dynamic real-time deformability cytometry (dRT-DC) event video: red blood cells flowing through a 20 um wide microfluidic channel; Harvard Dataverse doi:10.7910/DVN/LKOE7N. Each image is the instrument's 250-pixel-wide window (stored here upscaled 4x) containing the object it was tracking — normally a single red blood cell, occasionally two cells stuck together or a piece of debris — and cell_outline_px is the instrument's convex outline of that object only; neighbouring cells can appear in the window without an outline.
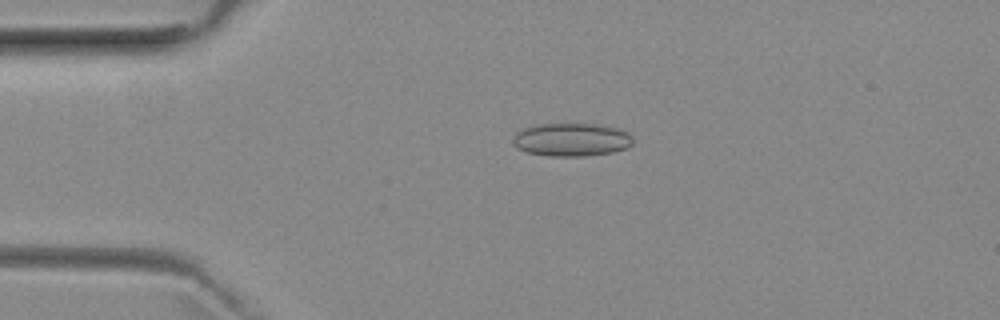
{"species": "common noctule bat (a hibernating species)", "species_latin": "Nyctalus noctula", "temperature_condition": "room temperature", "stored_images_in_passage": 51, "camera_frame_rate_fps": 3000, "um_per_image_px": 0.085, "animal": {"sex": "female", "body_mass_g": 29.2, "forearm_length_mm": 56.3}, "frame": {"image": 1, "passage_image": 11, "time_ms": 3.333, "image_size_px": [1000, 320], "cell_outline_px": [[632, 144], [628, 148], [612, 152], [584, 156], [548, 156], [528, 152], [516, 148], [512, 144], [512, 140], [516, 132], [524, 128], [540, 124], [596, 124], [620, 128], [628, 132], [632, 136]], "centroid_in_image_um": [48.58, 11.87], "position_along_channel_um": 36.4, "area_um2": 23.35}}
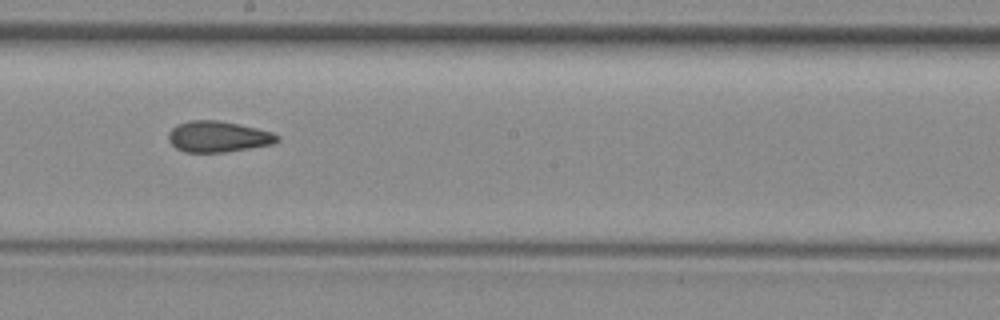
{"frame": {"image": 2, "passage_image": 28, "time_ms": 9.0, "image_size_px": [1000, 320], "cell_outline_px": [[280, 140], [276, 144], [224, 152], [184, 152], [176, 148], [168, 140], [168, 132], [172, 128], [188, 120], [216, 120], [256, 128], [272, 132], [280, 136]], "centroid_in_image_um": [18.56, 11.62], "position_along_channel_um": 229.6, "area_um2": 19.65}}
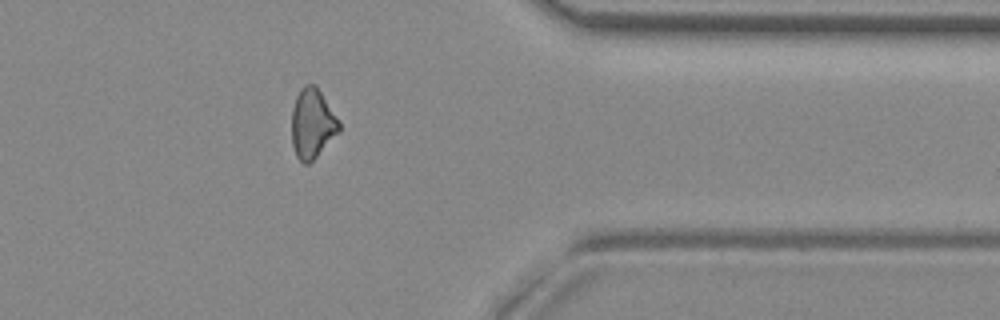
{"frame": {"image": 3, "passage_image": 41, "time_ms": 13.333, "image_size_px": [1000, 320], "cell_outline_px": [[340, 132], [308, 164], [304, 164], [296, 156], [292, 144], [292, 108], [296, 96], [300, 88], [304, 84], [316, 84], [340, 124]], "centroid_in_image_um": [26.53, 10.49], "position_along_channel_um": 384.9, "area_um2": 19.13}, "authors_computed_cell_mechanics": {"area_um2": 19.8832, "velocity_mm_per_s": 3.9856, "shape_relaxation_time_tau1_ms": null, "shape_relaxation_time_tau2_ms": 2.6186, "deformation_change_tau1": null, "deformation_change_tau2": 0.1051}}